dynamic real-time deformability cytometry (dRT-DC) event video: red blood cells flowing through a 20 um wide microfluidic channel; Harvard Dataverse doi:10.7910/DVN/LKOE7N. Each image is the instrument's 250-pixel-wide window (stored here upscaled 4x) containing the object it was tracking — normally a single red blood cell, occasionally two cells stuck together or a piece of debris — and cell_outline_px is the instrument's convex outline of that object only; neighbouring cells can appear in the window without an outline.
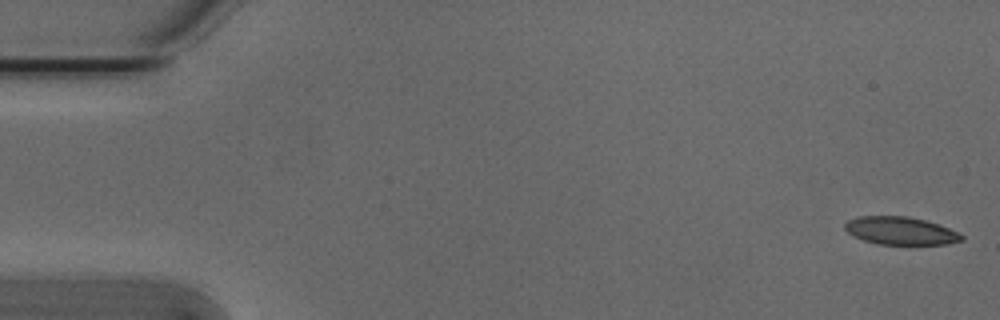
{"species": "Egyptian fruit bat (a non-hibernating species)", "species_latin": "Rousettus aegyptiacus", "temperature_condition": "cold", "stored_images_in_passage": 53, "camera_frame_rate_fps": 3000, "um_per_image_px": 0.085, "animal": {"sex": "male"}, "frame": {"image": 1, "passage_image": 1, "time_ms": 0.0, "image_size_px": [1000, 320], "cell_outline_px": [[964, 240], [948, 244], [876, 244], [864, 240], [848, 232], [844, 228], [844, 224], [848, 220], [856, 216], [908, 216], [924, 220], [948, 228], [964, 236]], "centroid_in_image_um": [76.53, 19.61], "position_along_channel_um": 8.5, "area_um2": 18.79}}
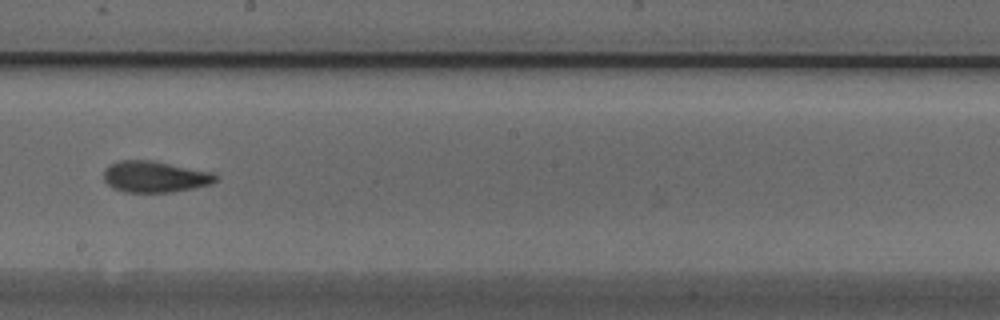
{"frame": {"image": 2, "passage_image": 30, "time_ms": 9.667, "image_size_px": [1000, 320], "cell_outline_px": [[220, 176], [212, 184], [172, 192], [124, 192], [112, 188], [104, 180], [104, 168], [112, 164], [124, 160], [148, 160], [212, 172]], "centroid_in_image_um": [13.17, 15.03], "position_along_channel_um": 235.0, "area_um2": 20.23}}
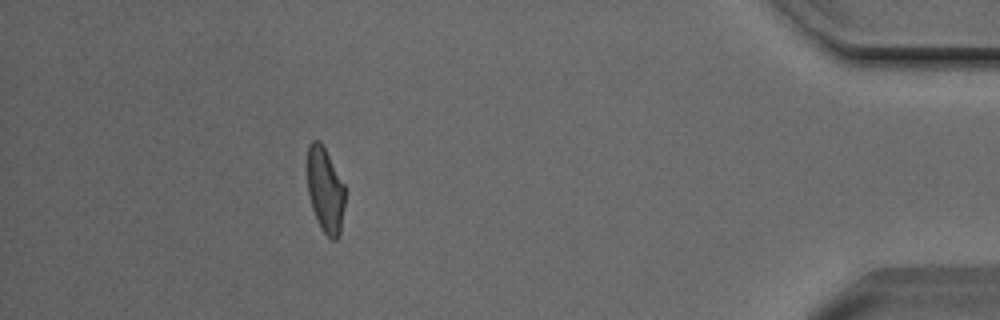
{"frame": {"image": 3, "passage_image": 48, "time_ms": 15.667, "image_size_px": [1000, 320], "cell_outline_px": [[344, 208], [340, 236], [336, 240], [332, 240], [320, 228], [316, 220], [312, 208], [308, 192], [308, 144], [312, 140], [320, 140], [344, 184]], "centroid_in_image_um": [27.65, 16.19], "position_along_channel_um": 407.6, "area_um2": 18.67}, "authors_computed_cell_mechanics": {"area_um2": 20.1144, "velocity_mm_per_s": 3.803, "shape_relaxation_time_tau1_ms": null, "shape_relaxation_time_tau2_ms": 1.8478, "deformation_change_tau1": null, "deformation_change_tau2": 0.0841}}